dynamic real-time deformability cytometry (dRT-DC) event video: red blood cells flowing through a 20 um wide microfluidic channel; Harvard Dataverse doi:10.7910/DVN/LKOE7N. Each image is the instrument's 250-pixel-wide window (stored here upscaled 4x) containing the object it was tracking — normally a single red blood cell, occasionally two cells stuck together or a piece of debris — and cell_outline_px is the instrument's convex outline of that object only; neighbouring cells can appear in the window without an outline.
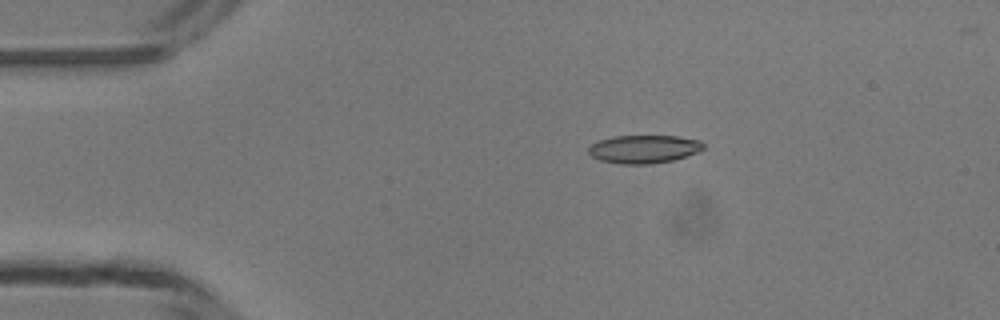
{"species": "common noctule bat (a hibernating species)", "species_latin": "Nyctalus noctula", "temperature_condition": "room temperature", "stored_images_in_passage": 4, "camera_frame_rate_fps": 3000, "um_per_image_px": 0.085, "animal": {"sex": "male", "body_mass_g": 13.3}, "frame": {"image": 1, "passage_image": 3, "time_ms": 2.333, "image_size_px": [1000, 320], "cell_outline_px": [[704, 148], [696, 152], [672, 160], [648, 164], [620, 164], [600, 160], [592, 156], [588, 152], [588, 148], [592, 144], [600, 140], [612, 136], [676, 136], [700, 140], [704, 144]], "centroid_in_image_um": [54.7, 12.67], "position_along_channel_um": 30.3, "area_um2": 18.67}}